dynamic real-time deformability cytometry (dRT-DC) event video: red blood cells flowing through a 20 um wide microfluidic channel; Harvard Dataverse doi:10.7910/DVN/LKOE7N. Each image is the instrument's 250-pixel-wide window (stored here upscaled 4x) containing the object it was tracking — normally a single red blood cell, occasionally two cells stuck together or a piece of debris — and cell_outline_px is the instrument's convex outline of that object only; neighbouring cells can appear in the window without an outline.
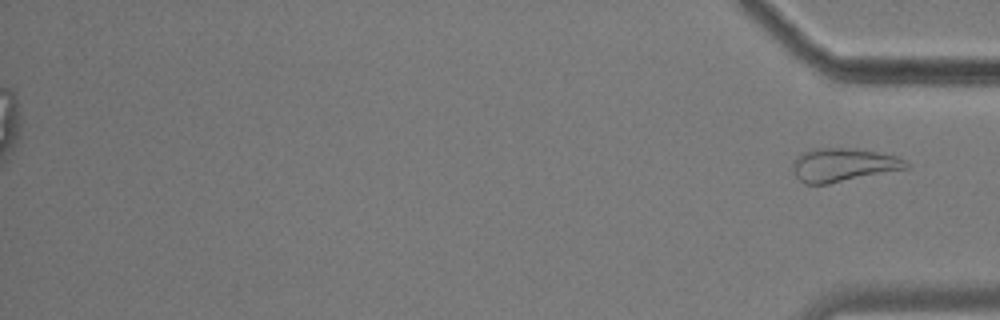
{"species": "common noctule bat (a hibernating species)", "species_latin": "Nyctalus noctula", "temperature_condition": "cold", "stored_images_in_passage": 14, "segment_of_instrument_passage": [2, 2], "camera_frame_rate_fps": 3000, "um_per_image_px": 0.085, "animal": {"sex": "male", "body_mass_g": 17.9}, "frame": {"image": 1, "passage_image": 14, "time_ms": 19.333, "image_size_px": [1000, 320], "cell_outline_px": [[908, 168], [828, 184], [804, 184], [796, 176], [792, 168], [792, 164], [796, 156], [800, 152], [812, 148], [852, 148], [876, 152], [896, 156], [904, 160], [908, 164]], "centroid_in_image_um": [71.61, 14.01], "position_along_channel_um": 363.6, "area_um2": 22.08}}